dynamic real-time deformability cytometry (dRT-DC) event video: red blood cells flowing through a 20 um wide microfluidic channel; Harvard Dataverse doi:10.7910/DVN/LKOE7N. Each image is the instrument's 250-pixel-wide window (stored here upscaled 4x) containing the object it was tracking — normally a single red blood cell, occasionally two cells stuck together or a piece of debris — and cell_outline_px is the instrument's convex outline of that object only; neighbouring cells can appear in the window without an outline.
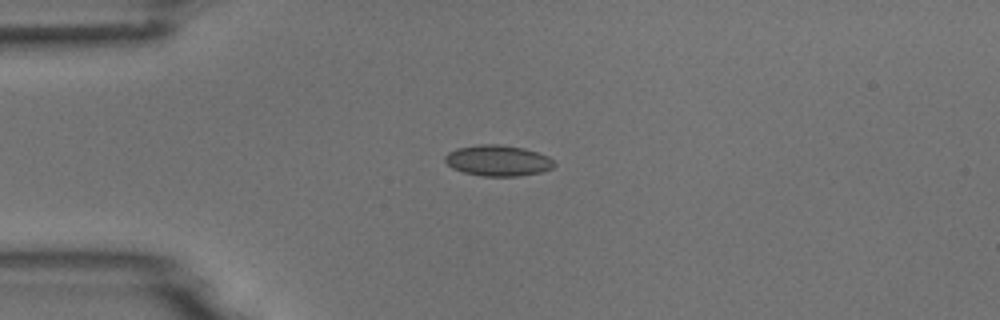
{"species": "common noctule bat (a hibernating species)", "species_latin": "Nyctalus noctula", "temperature_condition": "room temperature", "stored_images_in_passage": 1, "camera_frame_rate_fps": 3000, "um_per_image_px": 0.085, "animal": {"sex": "male", "body_mass_g": 18.8}, "frame": {"image": 1, "passage_image": 1, "time_ms": 0.0, "image_size_px": [1000, 320], "cell_outline_px": [[556, 164], [552, 168], [540, 172], [520, 176], [480, 176], [464, 172], [452, 168], [444, 160], [444, 156], [448, 152], [456, 148], [480, 144], [500, 144], [524, 148], [548, 156]], "centroid_in_image_um": [42.3, 13.64], "position_along_channel_um": 42.7, "area_um2": 19.71}}